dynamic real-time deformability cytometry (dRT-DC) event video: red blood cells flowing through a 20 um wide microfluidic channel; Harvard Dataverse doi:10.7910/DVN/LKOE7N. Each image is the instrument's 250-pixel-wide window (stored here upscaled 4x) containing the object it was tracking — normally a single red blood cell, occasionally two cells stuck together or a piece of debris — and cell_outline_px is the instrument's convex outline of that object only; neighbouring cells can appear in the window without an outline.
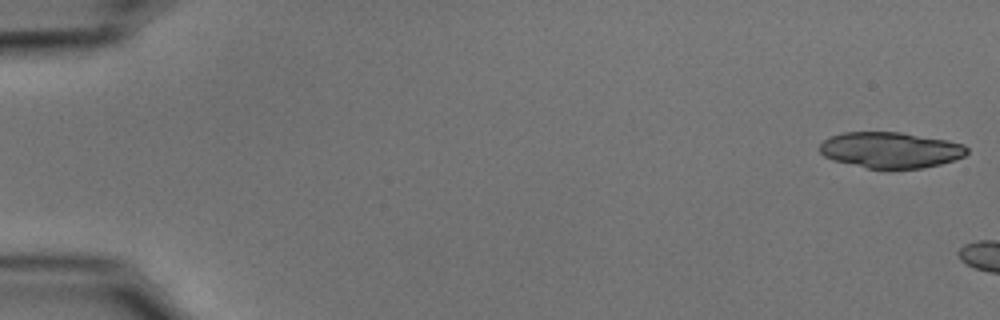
{"species": "common noctule bat (a hibernating species)", "species_latin": "Nyctalus noctula", "temperature_condition": "cold", "stored_images_in_passage": 5, "camera_frame_rate_fps": 3000, "um_per_image_px": 0.085, "animal": {"sex": "male", "body_mass_g": 15.6}, "frame": {"image": 1, "passage_image": 1, "time_ms": 0.0, "image_size_px": [1000, 320], "cell_outline_px": [[968, 152], [964, 156], [940, 164], [924, 168], [888, 172], [868, 168], [832, 160], [824, 156], [820, 152], [820, 144], [824, 140], [832, 136], [844, 132], [900, 132], [948, 140], [964, 144], [968, 148]], "centroid_in_image_um": [75.71, 12.79], "position_along_channel_um": 9.3, "area_um2": 31.5}}